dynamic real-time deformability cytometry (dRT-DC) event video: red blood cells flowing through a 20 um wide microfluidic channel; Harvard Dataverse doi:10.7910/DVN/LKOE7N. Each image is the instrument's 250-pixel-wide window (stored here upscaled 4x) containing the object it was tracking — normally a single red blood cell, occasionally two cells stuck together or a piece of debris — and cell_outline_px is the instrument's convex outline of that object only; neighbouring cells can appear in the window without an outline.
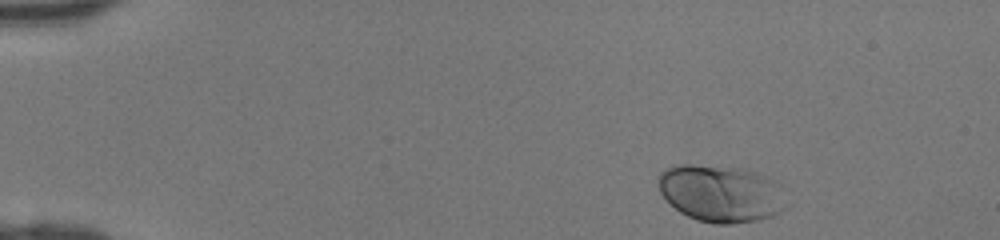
{"species": "human", "species_latin": "Homo sapiens", "temperature_condition": "room temperature", "stored_images_in_passage": 41, "camera_frame_rate_fps": 3000, "um_per_image_px": 0.085, "donor": {"sex": "female"}, "frame": {"image": 1, "passage_image": 1, "time_ms": 0.0, "image_size_px": [1000, 240], "cell_outline_px": [[792, 204], [772, 216], [756, 220], [732, 224], [716, 224], [696, 220], [680, 212], [660, 192], [656, 184], [656, 176], [660, 172], [672, 164], [692, 164], [740, 168], [756, 172], [768, 176], [780, 184]], "centroid_in_image_um": [61.32, 16.43], "position_along_channel_um": 23.7, "area_um2": 43.58}}
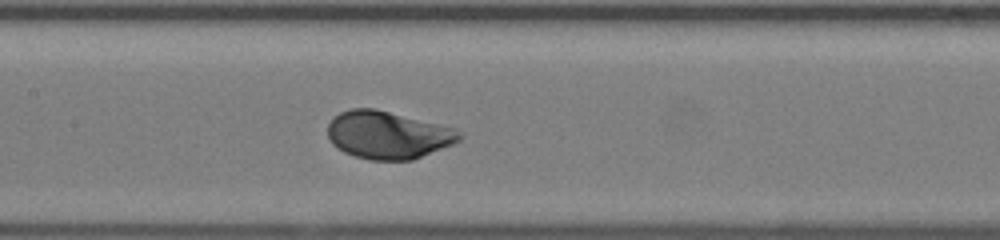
{"frame": {"image": 2, "passage_image": 18, "time_ms": 5.667, "image_size_px": [1000, 240], "cell_outline_px": [[464, 136], [460, 140], [452, 144], [412, 160], [368, 160], [344, 152], [332, 144], [328, 136], [328, 124], [332, 116], [340, 112], [352, 108], [376, 108], [452, 128], [460, 132]], "centroid_in_image_um": [32.92, 11.47], "position_along_channel_um": 174.5, "area_um2": 36.41}}
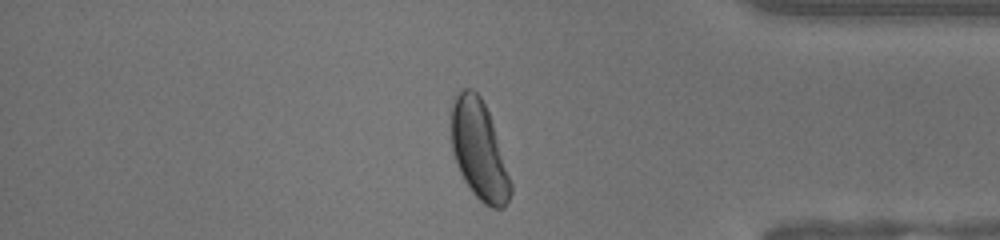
{"frame": {"image": 3, "passage_image": 34, "time_ms": 11.0, "image_size_px": [1000, 240], "cell_outline_px": [[512, 192], [504, 208], [492, 208], [484, 204], [472, 192], [464, 180], [452, 156], [452, 104], [456, 92], [464, 88], [472, 88], [480, 96], [488, 112], [512, 184]], "centroid_in_image_um": [40.7, 12.78], "position_along_channel_um": 394.5, "area_um2": 33.87}}